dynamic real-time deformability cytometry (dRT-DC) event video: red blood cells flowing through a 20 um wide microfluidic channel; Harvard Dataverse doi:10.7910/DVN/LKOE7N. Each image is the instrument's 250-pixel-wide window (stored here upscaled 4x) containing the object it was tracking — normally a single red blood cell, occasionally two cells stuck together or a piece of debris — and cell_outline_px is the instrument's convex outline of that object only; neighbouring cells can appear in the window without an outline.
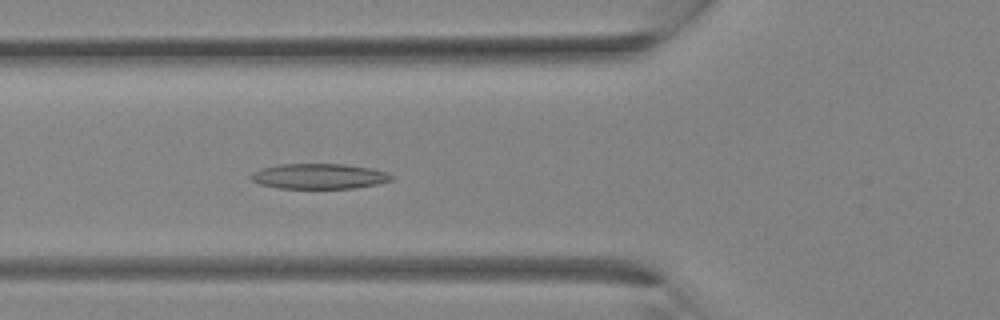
{"species": "Egyptian fruit bat (a non-hibernating species)", "species_latin": "Rousettus aegyptiacus", "temperature_condition": "room temperature", "stored_images_in_passage": 32, "camera_frame_rate_fps": 3000, "um_per_image_px": 0.085, "animal": {"sex": "female"}, "frame": {"image": 1, "passage_image": 11, "time_ms": 3.333, "image_size_px": [1000, 320], "cell_outline_px": [[396, 176], [392, 180], [376, 184], [356, 188], [276, 188], [260, 184], [252, 180], [248, 176], [252, 172], [260, 168], [280, 164], [344, 164], [372, 168], [388, 172]], "centroid_in_image_um": [27.13, 14.98], "position_along_channel_um": 98.7, "area_um2": 20.92}}
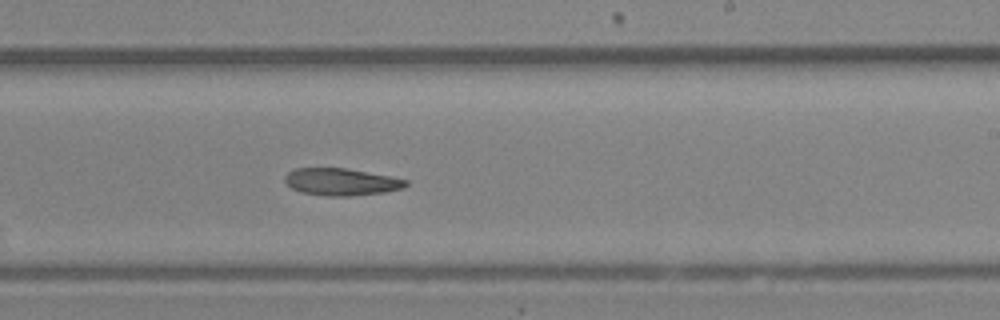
{"frame": {"image": 2, "passage_image": 19, "time_ms": 6.0, "image_size_px": [1000, 320], "cell_outline_px": [[408, 184], [404, 188], [384, 192], [348, 196], [328, 196], [300, 192], [292, 188], [284, 180], [284, 176], [292, 168], [348, 168], [408, 180]], "centroid_in_image_um": [28.98, 15.45], "position_along_channel_um": 260.0, "area_um2": 19.13}}
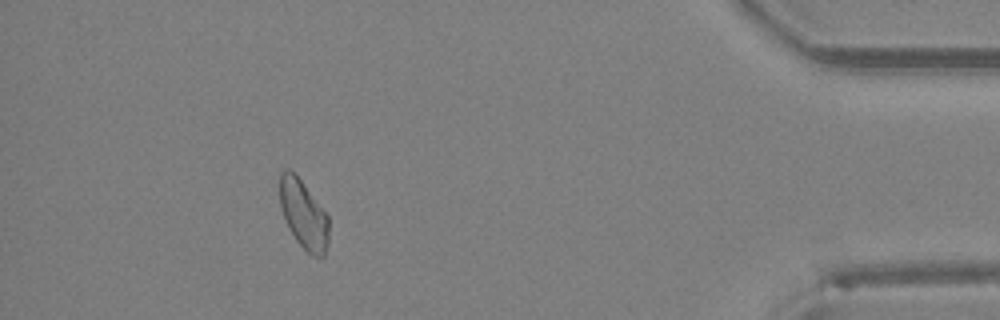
{"frame": {"image": 3, "passage_image": 29, "time_ms": 9.333, "image_size_px": [1000, 320], "cell_outline_px": [[328, 240], [324, 256], [312, 256], [296, 240], [280, 208], [280, 172], [284, 168], [288, 168], [300, 180], [328, 216]], "centroid_in_image_um": [25.79, 18.22], "position_along_channel_um": 409.4, "area_um2": 19.02}}